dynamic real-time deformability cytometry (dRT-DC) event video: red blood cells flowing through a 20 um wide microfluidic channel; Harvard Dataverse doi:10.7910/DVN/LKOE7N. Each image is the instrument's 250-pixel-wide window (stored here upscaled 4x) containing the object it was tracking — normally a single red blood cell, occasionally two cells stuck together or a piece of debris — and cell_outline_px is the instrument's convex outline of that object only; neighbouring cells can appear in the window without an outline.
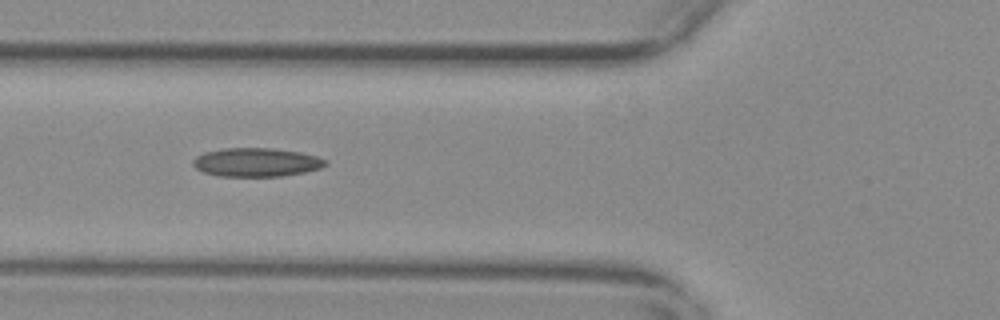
{"species": "common noctule bat (a hibernating species)", "species_latin": "Nyctalus noctula", "temperature_condition": "warm", "stored_images_in_passage": 41, "camera_frame_rate_fps": 3000, "um_per_image_px": 0.085, "animal": {"sex": "female", "body_mass_g": 29.2, "forearm_length_mm": 56.3}, "frame": {"image": 1, "passage_image": 6, "time_ms": 1.667, "image_size_px": [1000, 320], "cell_outline_px": [[328, 164], [320, 168], [304, 172], [280, 176], [216, 176], [204, 172], [196, 168], [192, 164], [192, 160], [196, 156], [204, 152], [224, 148], [272, 148], [300, 152], [316, 156], [328, 160]], "centroid_in_image_um": [21.78, 13.79], "position_along_channel_um": 104.0, "area_um2": 22.2}}
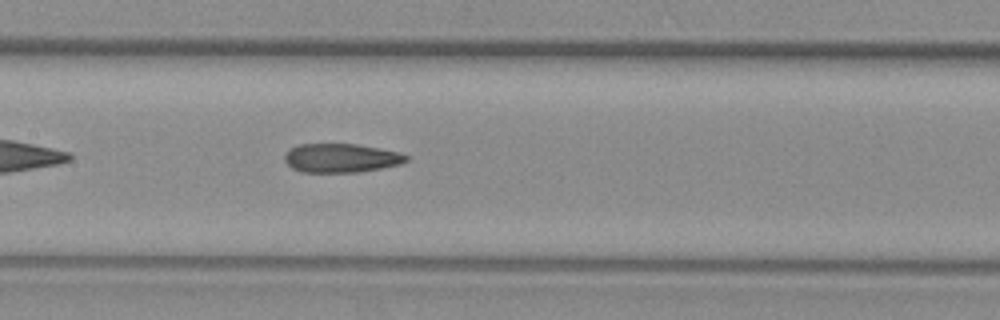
{"frame": {"image": 2, "passage_image": 12, "time_ms": 3.667, "image_size_px": [1000, 320], "cell_outline_px": [[408, 160], [400, 164], [360, 172], [300, 172], [292, 168], [284, 160], [284, 156], [296, 144], [356, 144], [380, 148], [400, 152], [408, 156]], "centroid_in_image_um": [29.0, 13.43], "position_along_channel_um": 178.4, "area_um2": 20.46}}
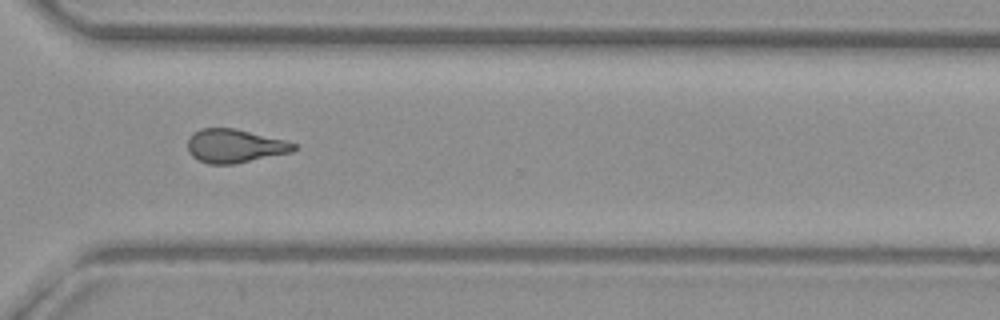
{"frame": {"image": 3, "passage_image": 26, "time_ms": 8.333, "image_size_px": [1000, 320], "cell_outline_px": [[296, 148], [292, 152], [232, 164], [208, 164], [192, 156], [188, 152], [188, 140], [192, 132], [200, 128], [236, 128], [284, 140], [296, 144]], "centroid_in_image_um": [19.92, 12.39], "position_along_channel_um": 350.7, "area_um2": 20.69}, "authors_computed_cell_mechanics": {"area_um2": 20.808, "velocity_mm_per_s": 3.6951, "shape_relaxation_time_tau1_ms": null, "shape_relaxation_time_tau2_ms": 3.5306, "deformation_change_tau1": null, "deformation_change_tau2": 0.1207}}